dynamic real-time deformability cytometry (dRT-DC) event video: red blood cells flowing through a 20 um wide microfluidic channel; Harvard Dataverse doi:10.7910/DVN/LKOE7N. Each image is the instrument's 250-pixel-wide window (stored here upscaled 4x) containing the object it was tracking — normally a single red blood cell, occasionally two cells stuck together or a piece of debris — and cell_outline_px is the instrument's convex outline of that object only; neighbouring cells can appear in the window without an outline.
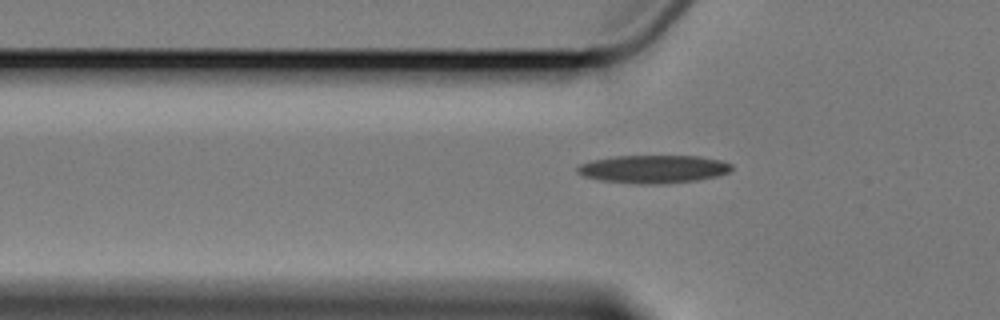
{"species": "Egyptian fruit bat (a non-hibernating species)", "species_latin": "Rousettus aegyptiacus", "temperature_condition": "cold", "stored_images_in_passage": 4, "segment_of_instrument_passage": [2, 2], "camera_frame_rate_fps": 3000, "um_per_image_px": 0.085, "animal": {"sex": "female"}, "frame": {"image": 1, "passage_image": 4, "time_ms": 4.0, "image_size_px": [1000, 320], "cell_outline_px": [[732, 168], [728, 172], [716, 176], [696, 180], [664, 184], [640, 184], [600, 180], [584, 176], [576, 172], [576, 168], [580, 164], [592, 160], [616, 156], [700, 156], [720, 160], [732, 164]], "centroid_in_image_um": [55.53, 14.37], "position_along_channel_um": 70.3, "area_um2": 25.14}}